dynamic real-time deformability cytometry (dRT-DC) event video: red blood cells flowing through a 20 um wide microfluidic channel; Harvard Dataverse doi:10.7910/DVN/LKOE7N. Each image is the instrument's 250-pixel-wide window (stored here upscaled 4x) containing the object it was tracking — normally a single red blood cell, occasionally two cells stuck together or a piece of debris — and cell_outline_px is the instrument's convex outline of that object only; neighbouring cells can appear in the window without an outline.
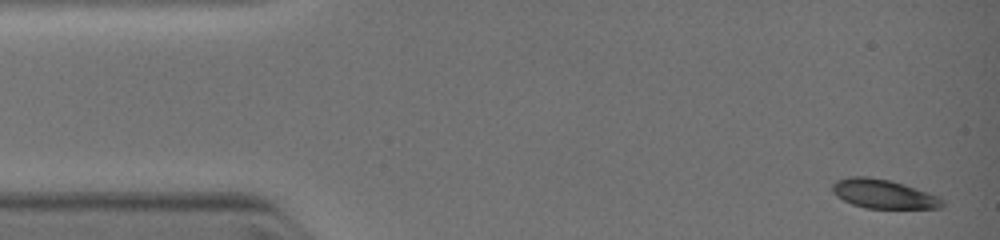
{"species": "common noctule bat (a hibernating species)", "species_latin": "Nyctalus noctula", "temperature_condition": "warm", "stored_images_in_passage": 4, "camera_frame_rate_fps": 3000, "um_per_image_px": 0.085, "animal": {"sex": "female", "body_mass_g": 19.0, "forearm_length_mm": 51.5}, "frame": {"image": 1, "passage_image": 1, "time_ms": 0.0, "image_size_px": [1000, 240], "cell_outline_px": [[944, 204], [940, 208], [864, 208], [852, 204], [836, 196], [832, 192], [832, 184], [836, 180], [848, 176], [868, 176], [892, 180], [928, 192], [944, 200]], "centroid_in_image_um": [75.06, 16.47], "position_along_channel_um": 9.9, "area_um2": 18.73}}
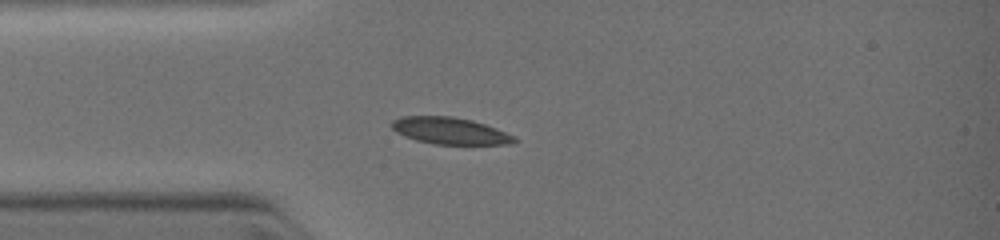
{"frame": {"image": 2, "passage_image": 4, "time_ms": 2.667, "image_size_px": [1000, 240], "cell_outline_px": [[520, 140], [512, 144], [432, 144], [416, 140], [404, 136], [396, 132], [388, 124], [392, 120], [400, 116], [452, 116], [472, 120], [496, 128], [516, 136]], "centroid_in_image_um": [38.24, 11.12], "position_along_channel_um": 46.8, "area_um2": 19.42}}